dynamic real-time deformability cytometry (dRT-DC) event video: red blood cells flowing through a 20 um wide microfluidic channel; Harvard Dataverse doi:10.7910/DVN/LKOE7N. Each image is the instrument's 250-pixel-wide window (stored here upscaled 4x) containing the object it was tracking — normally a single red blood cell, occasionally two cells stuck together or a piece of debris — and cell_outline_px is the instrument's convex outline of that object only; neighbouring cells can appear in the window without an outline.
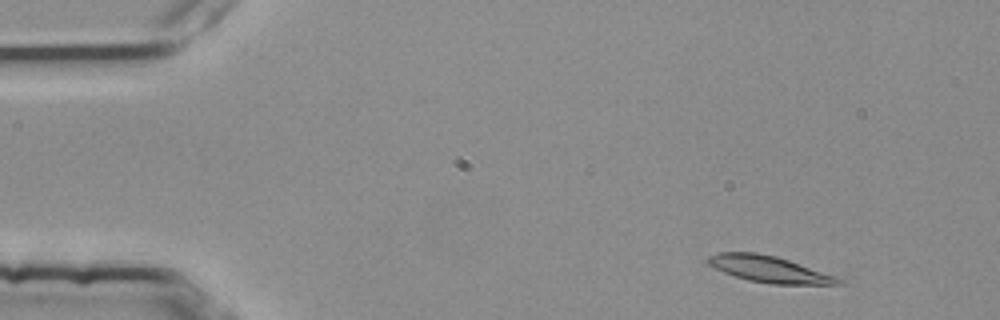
{"species": "common noctule bat (a hibernating species)", "species_latin": "Nyctalus noctula", "temperature_condition": "room temperature", "stored_images_in_passage": 4, "camera_frame_rate_fps": 3000, "um_per_image_px": 0.085, "animal": {"sex": "female", "body_mass_g": 25.1}, "frame": {"image": 1, "passage_image": 1, "time_ms": 0.0, "image_size_px": [1000, 320], "cell_outline_px": [[848, 280], [844, 284], [772, 284], [748, 280], [724, 272], [708, 264], [704, 260], [708, 256], [716, 252], [756, 252], [776, 256]], "centroid_in_image_um": [65.39, 22.88], "position_along_channel_um": 19.6, "area_um2": 20.11}}